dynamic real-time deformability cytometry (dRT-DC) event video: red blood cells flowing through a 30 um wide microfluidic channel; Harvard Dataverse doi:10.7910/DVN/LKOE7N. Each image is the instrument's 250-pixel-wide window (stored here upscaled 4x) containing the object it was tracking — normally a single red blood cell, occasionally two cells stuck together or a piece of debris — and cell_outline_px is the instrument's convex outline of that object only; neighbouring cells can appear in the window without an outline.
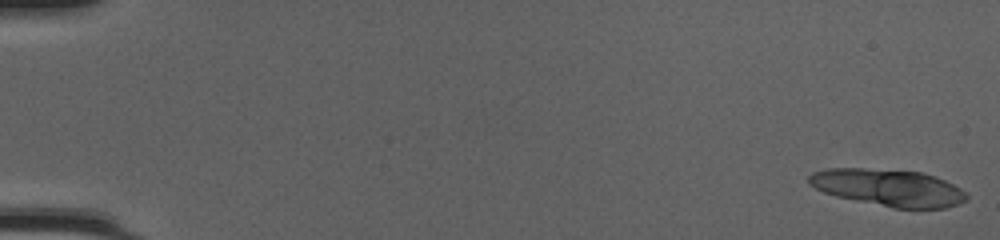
{"species": "common noctule bat (a hibernating species)", "species_latin": "Nyctalus noctula", "temperature_condition": "cold", "stored_images_in_passage": 51, "camera_frame_rate_fps": 3000, "um_per_image_px": 0.085, "animal": {"sex": "female", "body_mass_g": 20.0, "forearm_length_mm": 54.0}, "frame": {"image": 1, "passage_image": 1, "time_ms": 0.0, "image_size_px": [1000, 240], "cell_outline_px": [[968, 196], [964, 200], [956, 204], [944, 208], [896, 208], [840, 196], [824, 192], [808, 184], [808, 176], [812, 172], [828, 168], [860, 168], [920, 172], [944, 180], [960, 188]], "centroid_in_image_um": [75.48, 15.93], "position_along_channel_um": 9.5, "area_um2": 33.18}}
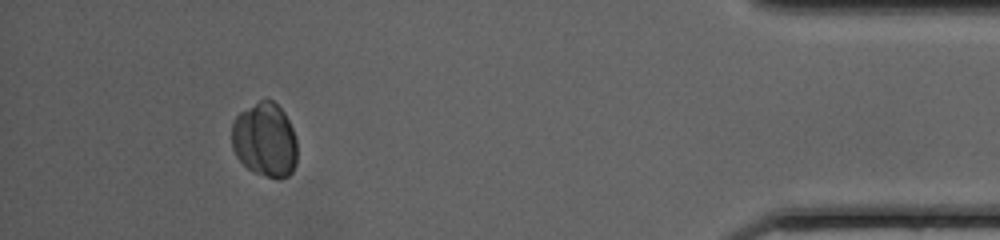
{"frame": {"image": 2, "passage_image": 47, "time_ms": 15.333, "image_size_px": [1000, 240], "cell_outline_px": [[296, 164], [292, 172], [288, 176], [280, 180], [252, 172], [236, 156], [232, 148], [232, 124], [236, 116], [240, 112], [260, 100], [272, 100], [284, 112], [292, 128], [296, 140]], "centroid_in_image_um": [22.52, 11.92], "position_along_channel_um": 412.7, "area_um2": 28.38}}